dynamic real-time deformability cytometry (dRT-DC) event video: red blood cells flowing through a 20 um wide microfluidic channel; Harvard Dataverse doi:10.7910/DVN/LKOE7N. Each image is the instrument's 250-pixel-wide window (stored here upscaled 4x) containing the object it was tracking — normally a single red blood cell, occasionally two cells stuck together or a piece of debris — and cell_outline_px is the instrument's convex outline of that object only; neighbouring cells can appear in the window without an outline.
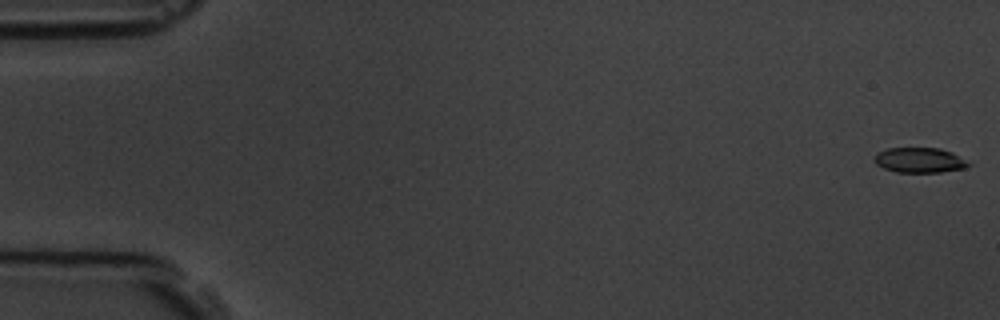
{"species": "common noctule bat (a hibernating species)", "species_latin": "Nyctalus noctula", "temperature_condition": "room temperature", "stored_images_in_passage": 8, "camera_frame_rate_fps": 3000, "um_per_image_px": 0.085, "animal": {"sex": "male", "body_mass_g": 19.5, "forearm_length_mm": 54.6}, "frame": {"image": 1, "passage_image": 1, "time_ms": 0.0, "image_size_px": [1000, 320], "cell_outline_px": [[972, 164], [964, 168], [940, 172], [896, 172], [884, 168], [876, 164], [872, 160], [872, 156], [876, 152], [888, 148], [940, 148], [952, 152]], "centroid_in_image_um": [78.11, 13.6], "position_along_channel_um": 6.9, "area_um2": 13.87}}
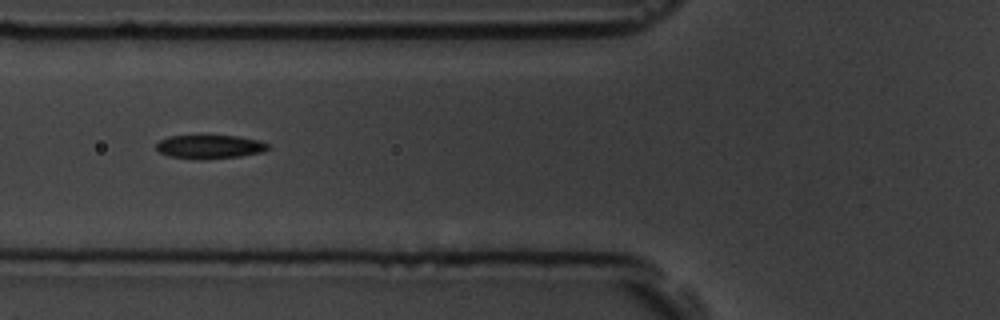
{"frame": {"image": 2, "passage_image": 7, "time_ms": 7.0, "image_size_px": [1000, 320], "cell_outline_px": [[268, 148], [260, 152], [240, 156], [168, 156], [160, 152], [156, 148], [156, 144], [160, 140], [168, 136], [240, 136], [260, 140], [268, 144]], "centroid_in_image_um": [17.84, 12.41], "position_along_channel_um": 108.0, "area_um2": 14.33}}
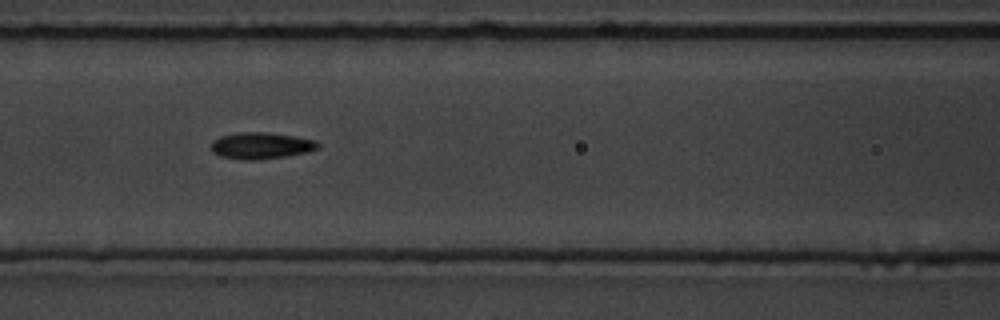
{"frame": {"image": 3, "passage_image": 8, "time_ms": 8.0, "image_size_px": [1000, 320], "cell_outline_px": [[320, 148], [304, 152], [284, 156], [256, 160], [244, 160], [220, 156], [212, 152], [212, 140], [220, 136], [236, 132], [268, 132], [296, 136], [316, 140], [320, 144]], "centroid_in_image_um": [22.18, 12.36], "position_along_channel_um": 144.4, "area_um2": 16.59}}